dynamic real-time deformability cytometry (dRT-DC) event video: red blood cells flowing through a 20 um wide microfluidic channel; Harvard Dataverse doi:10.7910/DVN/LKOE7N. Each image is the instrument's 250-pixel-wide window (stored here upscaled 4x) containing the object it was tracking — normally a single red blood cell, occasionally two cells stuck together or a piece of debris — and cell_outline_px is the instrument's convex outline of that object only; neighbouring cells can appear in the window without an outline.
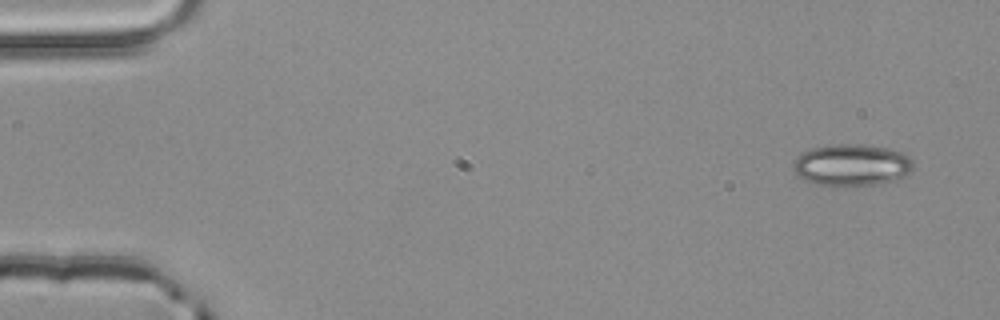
{"species": "common noctule bat (a hibernating species)", "species_latin": "Nyctalus noctula", "temperature_condition": "room temperature", "stored_images_in_passage": 4, "camera_frame_rate_fps": 3000, "um_per_image_px": 0.085, "animal": {"sex": "male", "body_mass_g": 20.4}, "frame": {"image": 1, "passage_image": 1, "time_ms": 0.0, "image_size_px": [1000, 320], "cell_outline_px": [[912, 168], [908, 176], [884, 184], [832, 188], [816, 184], [804, 180], [796, 176], [792, 168], [792, 160], [796, 156], [812, 148], [832, 144], [860, 144], [888, 148], [904, 152], [912, 160]], "centroid_in_image_um": [72.37, 14.06], "position_along_channel_um": 12.6, "area_um2": 30.35}}